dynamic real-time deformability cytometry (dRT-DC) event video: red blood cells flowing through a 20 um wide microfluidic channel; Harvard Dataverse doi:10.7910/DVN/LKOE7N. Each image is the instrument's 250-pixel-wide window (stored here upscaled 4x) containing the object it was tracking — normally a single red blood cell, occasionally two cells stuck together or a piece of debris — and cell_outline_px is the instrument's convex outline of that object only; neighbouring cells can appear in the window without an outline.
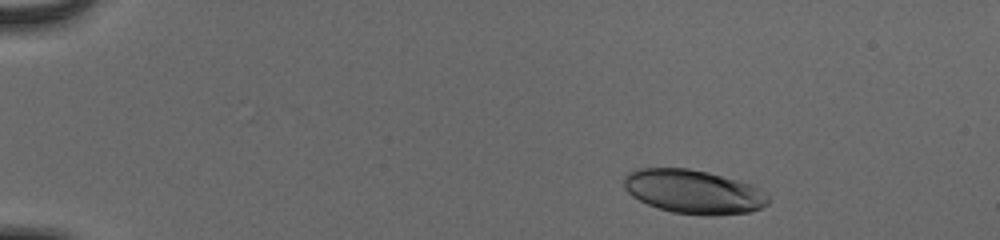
{"species": "human", "species_latin": "Homo sapiens", "temperature_condition": "cold", "stored_images_in_passage": 48, "camera_frame_rate_fps": 3000, "um_per_image_px": 0.085, "donor": {"sex": "male"}, "frame": {"image": 1, "passage_image": 3, "time_ms": 0.667, "image_size_px": [1000, 240], "cell_outline_px": [[768, 204], [760, 208], [748, 212], [716, 216], [708, 216], [672, 212], [648, 204], [632, 196], [624, 188], [624, 176], [628, 172], [636, 168], [688, 168], [708, 172], [752, 184], [768, 192]], "centroid_in_image_um": [58.97, 16.29], "position_along_channel_um": 26.0, "area_um2": 37.17}}
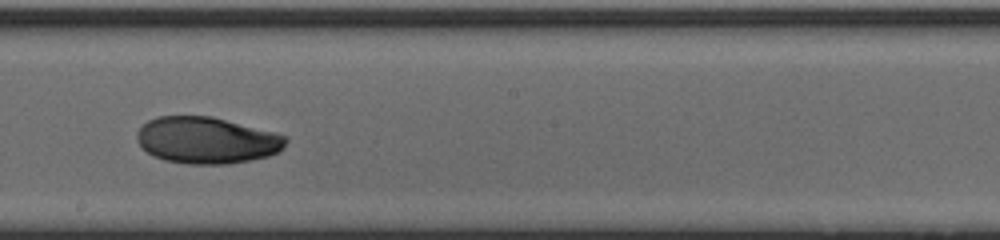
{"frame": {"image": 2, "passage_image": 27, "time_ms": 8.667, "image_size_px": [1000, 240], "cell_outline_px": [[288, 140], [276, 152], [268, 156], [228, 164], [188, 164], [164, 160], [152, 156], [136, 140], [136, 132], [148, 120], [156, 116], [212, 116], [276, 132], [284, 136]], "centroid_in_image_um": [17.53, 11.91], "position_along_channel_um": 230.7, "area_um2": 40.34}}
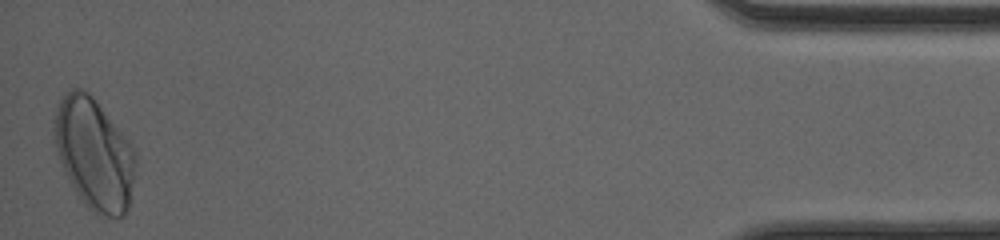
{"frame": {"image": 3, "passage_image": 48, "time_ms": 15.667, "image_size_px": [1000, 240], "cell_outline_px": [[136, 164], [128, 208], [124, 216], [96, 216], [84, 204], [76, 192], [60, 160], [56, 148], [52, 132], [52, 120], [60, 100], [72, 88], [84, 88], [92, 96], [128, 140], [136, 152]], "centroid_in_image_um": [8.0, 13.08], "position_along_channel_um": 427.2, "area_um2": 52.48}, "authors_computed_cell_mechanics": {"area_um2": 40.3444, "velocity_mm_per_s": 3.8832, "shape_relaxation_time_tau1_ms": 4.8941, "shape_relaxation_time_tau2_ms": 2.6005, "deformation_change_tau1": 0.1669, "deformation_change_tau2": 0.053}}